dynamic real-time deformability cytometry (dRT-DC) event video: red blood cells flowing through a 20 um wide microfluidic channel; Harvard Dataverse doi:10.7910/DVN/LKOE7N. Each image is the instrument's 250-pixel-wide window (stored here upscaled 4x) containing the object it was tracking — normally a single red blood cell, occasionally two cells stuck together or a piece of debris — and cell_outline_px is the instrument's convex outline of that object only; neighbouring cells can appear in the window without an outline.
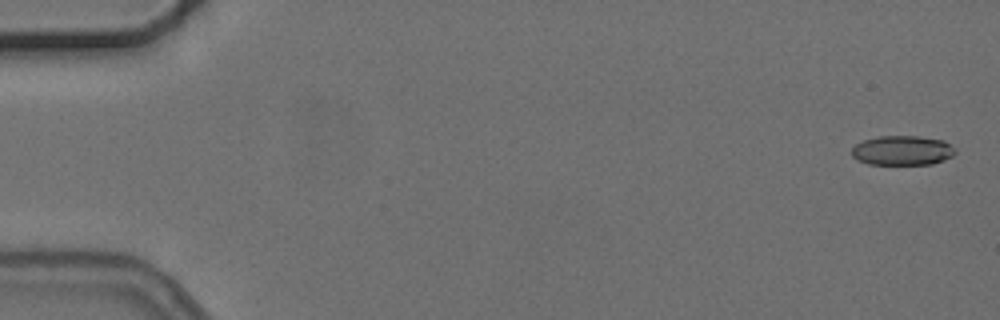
{"species": "common noctule bat (a hibernating species)", "species_latin": "Nyctalus noctula", "temperature_condition": "cold", "stored_images_in_passage": 5, "camera_frame_rate_fps": 3000, "um_per_image_px": 0.085, "animal": {"sex": "female", "body_mass_g": 24.6, "forearm_length_mm": 56.2}, "frame": {"image": 1, "passage_image": 1, "time_ms": 0.0, "image_size_px": [1000, 320], "cell_outline_px": [[956, 152], [952, 156], [944, 160], [932, 164], [868, 164], [856, 160], [852, 156], [852, 148], [856, 144], [864, 140], [880, 136], [920, 136], [944, 140]], "centroid_in_image_um": [76.68, 12.79], "position_along_channel_um": 8.3, "area_um2": 17.8}}
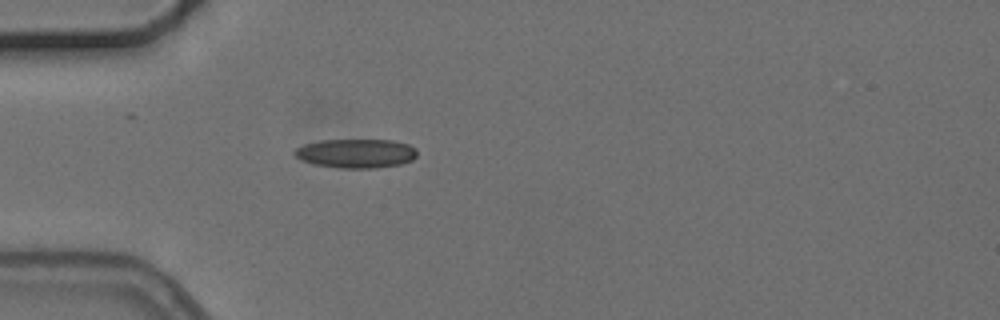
{"frame": {"image": 2, "passage_image": 5, "time_ms": 5.0, "image_size_px": [1000, 320], "cell_outline_px": [[416, 156], [412, 160], [400, 164], [376, 168], [340, 168], [312, 164], [296, 156], [292, 152], [296, 148], [304, 144], [320, 140], [392, 140], [408, 144], [416, 148]], "centroid_in_image_um": [30.26, 13.03], "position_along_channel_um": 54.7, "area_um2": 20.75}}